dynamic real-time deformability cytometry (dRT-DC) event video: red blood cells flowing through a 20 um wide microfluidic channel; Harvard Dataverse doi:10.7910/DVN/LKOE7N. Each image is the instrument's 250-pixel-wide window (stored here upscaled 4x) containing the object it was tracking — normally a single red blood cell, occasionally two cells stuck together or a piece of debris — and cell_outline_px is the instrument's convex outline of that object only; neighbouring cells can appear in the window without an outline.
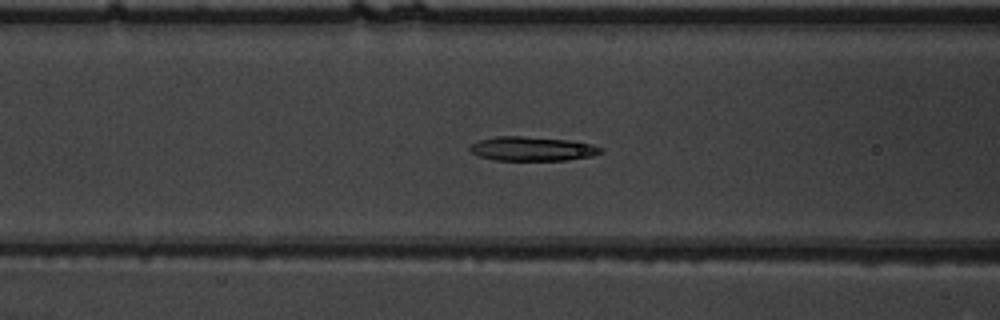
{"species": "common noctule bat (a hibernating species)", "species_latin": "Nyctalus noctula", "temperature_condition": "warm", "stored_images_in_passage": 54, "camera_frame_rate_fps": 3000, "um_per_image_px": 0.085, "animal": {"sex": "male", "body_mass_g": 19.5, "forearm_length_mm": 54.6}, "frame": {"image": 1, "passage_image": 23, "time_ms": 7.333, "image_size_px": [1000, 320], "cell_outline_px": [[604, 152], [592, 156], [568, 160], [496, 160], [480, 156], [472, 152], [468, 148], [472, 144], [480, 140], [496, 136], [520, 136], [564, 140], [592, 144], [604, 148]], "centroid_in_image_um": [45.28, 12.65], "position_along_channel_um": 121.3, "area_um2": 18.26}}
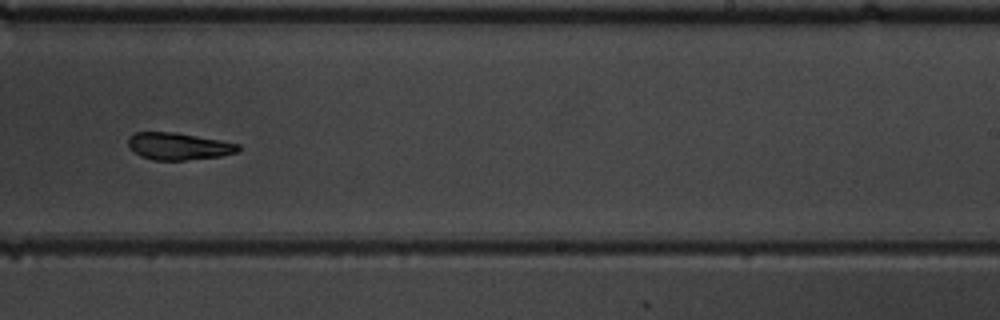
{"frame": {"image": 2, "passage_image": 35, "time_ms": 11.333, "image_size_px": [1000, 320], "cell_outline_px": [[240, 148], [236, 152], [220, 156], [184, 160], [152, 160], [140, 156], [128, 144], [128, 136], [136, 132], [176, 132], [220, 140], [240, 144]], "centroid_in_image_um": [15.17, 12.42], "position_along_channel_um": 273.8, "area_um2": 17.28}}
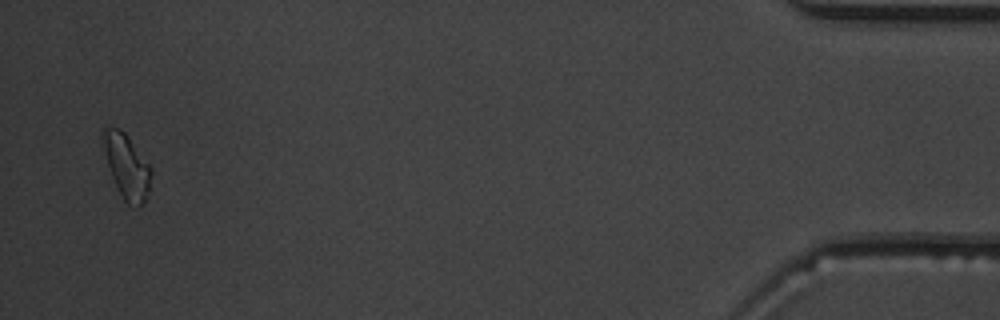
{"frame": {"image": 3, "passage_image": 53, "time_ms": 17.333, "image_size_px": [1000, 320], "cell_outline_px": [[152, 172], [148, 192], [144, 200], [136, 208], [132, 208], [120, 196], [112, 176], [108, 164], [100, 136], [100, 132], [108, 128], [120, 128], [124, 132], [152, 168]], "centroid_in_image_um": [10.76, 14.15], "position_along_channel_um": 424.4, "area_um2": 17.86}, "authors_computed_cell_mechanics": {"area_um2": 18.2359, "velocity_mm_per_s": 3.8291, "shape_relaxation_time_tau1_ms": 3.4679, "shape_relaxation_time_tau2_ms": 4.3126, "deformation_change_tau1": 0.1828, "deformation_change_tau2": 0.1354}}